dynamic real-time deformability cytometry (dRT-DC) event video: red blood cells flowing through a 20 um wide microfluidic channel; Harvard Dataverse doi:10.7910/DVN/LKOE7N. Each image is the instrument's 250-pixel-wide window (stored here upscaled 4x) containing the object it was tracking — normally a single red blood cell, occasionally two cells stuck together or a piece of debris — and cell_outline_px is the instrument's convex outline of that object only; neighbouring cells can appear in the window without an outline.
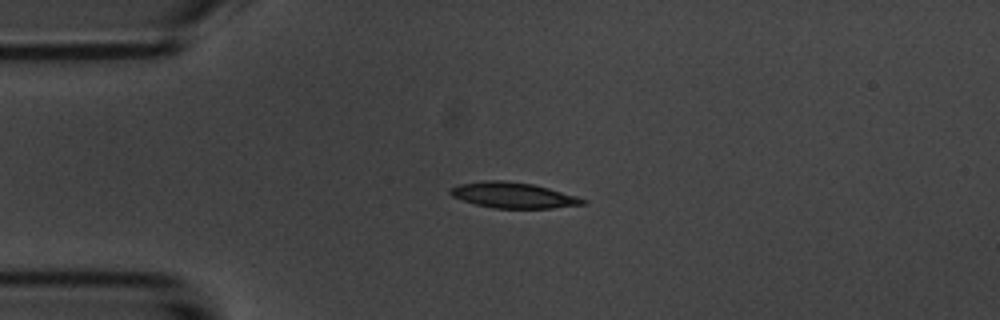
{"species": "common noctule bat (a hibernating species)", "species_latin": "Nyctalus noctula", "temperature_condition": "room temperature", "stored_images_in_passage": 4, "camera_frame_rate_fps": 3000, "um_per_image_px": 0.085, "animal": {"sex": "male", "body_mass_g": 20.1, "forearm_length_mm": 53.5}, "frame": {"image": 1, "passage_image": 3, "time_ms": 2.333, "image_size_px": [1000, 320], "cell_outline_px": [[588, 204], [552, 208], [492, 208], [476, 204], [452, 196], [448, 192], [452, 188], [460, 184], [484, 180], [504, 180], [532, 184], [548, 188], [576, 196], [588, 200]], "centroid_in_image_um": [43.66, 16.59], "position_along_channel_um": 41.3, "area_um2": 19.71}}